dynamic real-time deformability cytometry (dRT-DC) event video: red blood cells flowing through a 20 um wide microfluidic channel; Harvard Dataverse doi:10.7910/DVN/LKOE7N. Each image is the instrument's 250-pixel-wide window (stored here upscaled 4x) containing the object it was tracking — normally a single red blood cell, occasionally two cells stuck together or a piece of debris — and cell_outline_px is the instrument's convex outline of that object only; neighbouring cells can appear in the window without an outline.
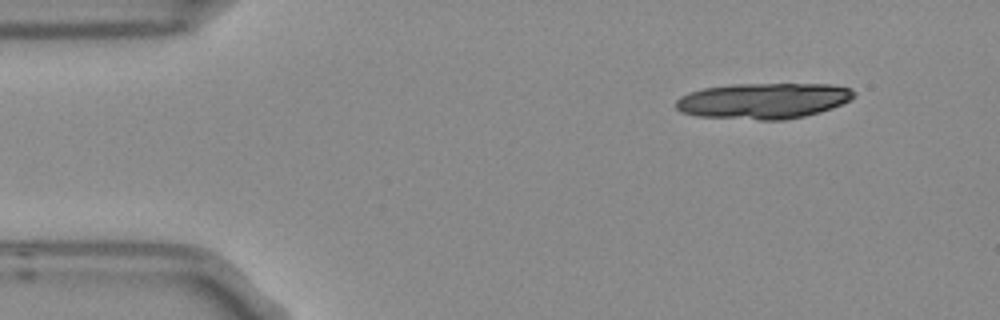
{"species": "Egyptian fruit bat (a non-hibernating species)", "species_latin": "Rousettus aegyptiacus", "temperature_condition": "room temperature", "stored_images_in_passage": 8, "camera_frame_rate_fps": 3000, "um_per_image_px": 0.085, "frame": {"image": 1, "passage_image": 1, "time_ms": 0.0, "image_size_px": [1000, 320], "cell_outline_px": [[856, 96], [832, 108], [820, 112], [804, 116], [784, 120], [760, 120], [696, 116], [680, 112], [676, 108], [676, 100], [680, 96], [688, 92], [704, 88], [732, 84], [828, 84], [848, 88], [856, 92]], "centroid_in_image_um": [64.85, 8.57], "position_along_channel_um": 20.2, "area_um2": 37.22}}
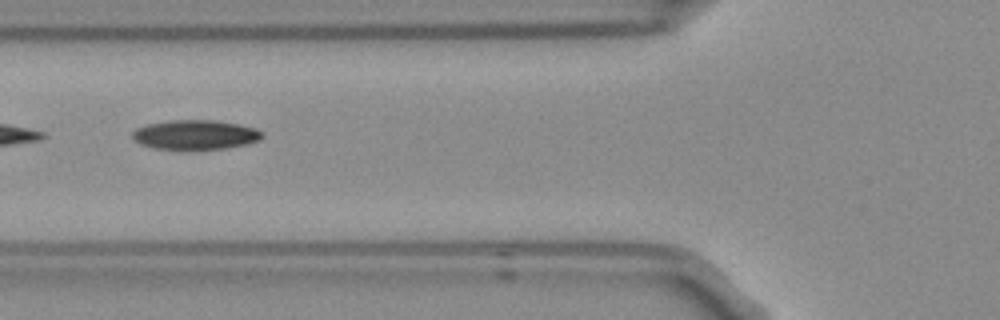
{"frame": {"image": 2, "passage_image": 5, "time_ms": 1.333, "image_size_px": [1000, 320], "cell_outline_px": [[264, 136], [260, 140], [228, 148], [152, 148], [140, 144], [132, 136], [132, 132], [136, 128], [148, 124], [168, 120], [216, 120], [240, 124], [256, 128], [264, 132]], "centroid_in_image_um": [16.64, 11.43], "position_along_channel_um": 109.2, "area_um2": 22.14}}
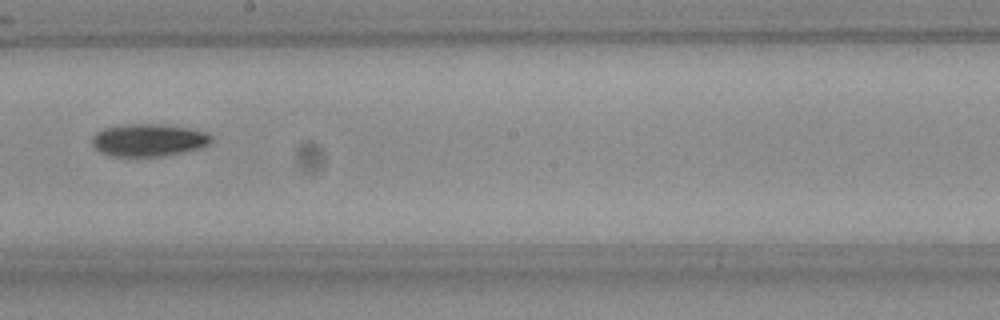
{"frame": {"image": 3, "passage_image": 8, "time_ms": 2.333, "image_size_px": [1000, 320], "cell_outline_px": [[212, 140], [204, 148], [164, 156], [108, 156], [100, 152], [92, 144], [92, 136], [96, 132], [104, 128], [124, 124], [160, 124], [188, 128], [204, 132], [212, 136]], "centroid_in_image_um": [12.62, 11.91], "position_along_channel_um": 235.6, "area_um2": 22.72}}